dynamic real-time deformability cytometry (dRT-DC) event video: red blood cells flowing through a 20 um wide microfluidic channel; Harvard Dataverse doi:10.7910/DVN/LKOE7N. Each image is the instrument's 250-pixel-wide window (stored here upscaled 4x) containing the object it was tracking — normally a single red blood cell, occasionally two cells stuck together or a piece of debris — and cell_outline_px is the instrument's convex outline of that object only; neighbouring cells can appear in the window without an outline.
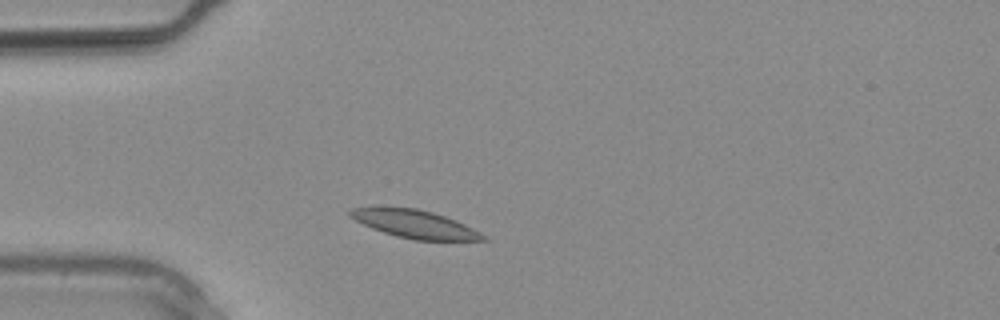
{"species": "common noctule bat (a hibernating species)", "species_latin": "Nyctalus noctula", "temperature_condition": "warm", "stored_images_in_passage": 13, "camera_frame_rate_fps": 3000, "um_per_image_px": 0.085, "animal": {"sex": "male", "body_mass_g": 20.4}, "frame": {"image": 1, "passage_image": 3, "time_ms": 0.667, "image_size_px": [1000, 320], "cell_outline_px": [[488, 240], [412, 240], [396, 236], [372, 228], [348, 216], [348, 208], [416, 208], [432, 212], [456, 220], [480, 232]], "centroid_in_image_um": [35.25, 19.05], "position_along_channel_um": 49.7, "area_um2": 21.27}}